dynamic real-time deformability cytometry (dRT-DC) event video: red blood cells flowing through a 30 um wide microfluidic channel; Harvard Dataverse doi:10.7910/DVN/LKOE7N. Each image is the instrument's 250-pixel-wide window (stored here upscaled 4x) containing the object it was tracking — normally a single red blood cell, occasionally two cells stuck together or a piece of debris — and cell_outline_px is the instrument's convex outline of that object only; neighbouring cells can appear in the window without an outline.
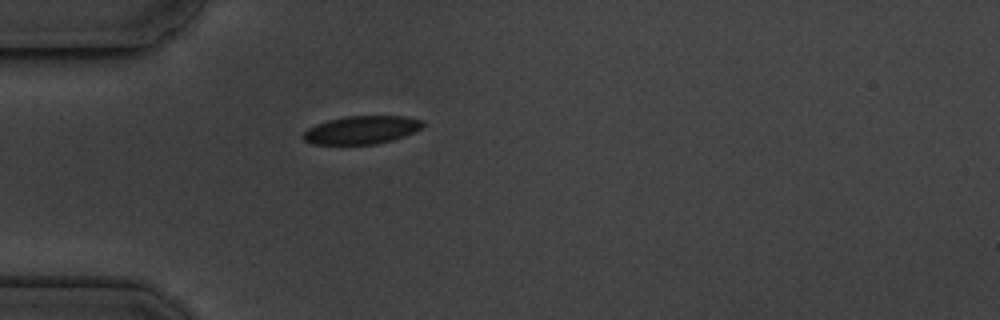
{"species": "common noctule bat (a hibernating species)", "species_latin": "Nyctalus noctula", "temperature_condition": "cold", "stored_images_in_passage": 1, "camera_frame_rate_fps": 3000, "um_per_image_px": 0.085, "animal": {"sex": "male", "body_mass_g": 19.5, "forearm_length_mm": 54.6}, "frame": {"image": 1, "passage_image": 1, "time_ms": 0.0, "image_size_px": [1000, 320], "cell_outline_px": [[424, 128], [404, 136], [392, 140], [376, 144], [312, 144], [304, 140], [300, 136], [308, 128], [316, 124], [328, 120], [348, 116], [408, 116], [424, 120]], "centroid_in_image_um": [30.77, 11.04], "position_along_channel_um": 54.2, "area_um2": 19.77}}